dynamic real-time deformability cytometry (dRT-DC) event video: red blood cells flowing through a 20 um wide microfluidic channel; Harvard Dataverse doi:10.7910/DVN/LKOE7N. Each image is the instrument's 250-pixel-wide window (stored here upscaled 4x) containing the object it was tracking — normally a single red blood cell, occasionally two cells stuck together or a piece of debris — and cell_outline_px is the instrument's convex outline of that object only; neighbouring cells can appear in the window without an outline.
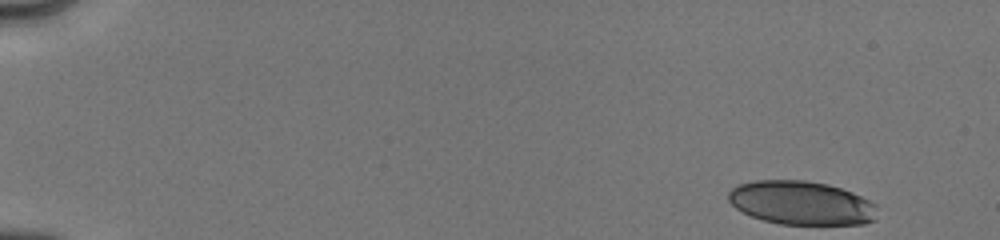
{"species": "human", "species_latin": "Homo sapiens", "temperature_condition": "cold", "stored_images_in_passage": 23, "camera_frame_rate_fps": 3000, "um_per_image_px": 0.085, "donor": {"sex": "male"}, "frame": {"image": 1, "passage_image": 1, "time_ms": 0.0, "image_size_px": [1000, 240], "cell_outline_px": [[876, 220], [864, 224], [780, 224], [764, 220], [752, 216], [736, 208], [728, 200], [728, 192], [736, 184], [756, 180], [804, 180], [828, 184], [852, 192], [876, 204]], "centroid_in_image_um": [68.11, 17.24], "position_along_channel_um": 16.9, "area_um2": 37.97}}
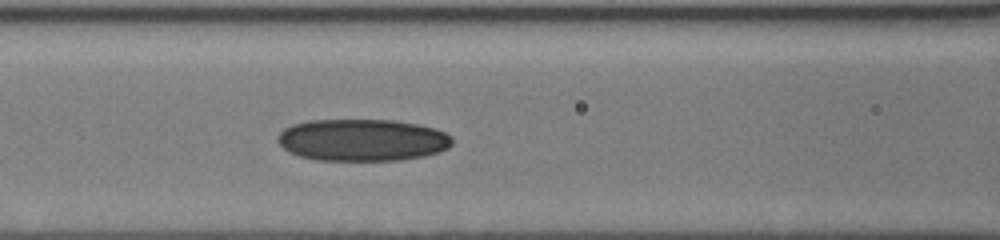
{"frame": {"image": 2, "passage_image": 17, "time_ms": 6.667, "image_size_px": [1000, 240], "cell_outline_px": [[452, 144], [448, 148], [424, 156], [400, 160], [316, 160], [300, 156], [288, 152], [276, 140], [280, 132], [284, 128], [292, 124], [308, 120], [392, 120], [416, 124], [436, 128], [452, 136]], "centroid_in_image_um": [30.78, 11.9], "position_along_channel_um": 135.8, "area_um2": 42.83}}
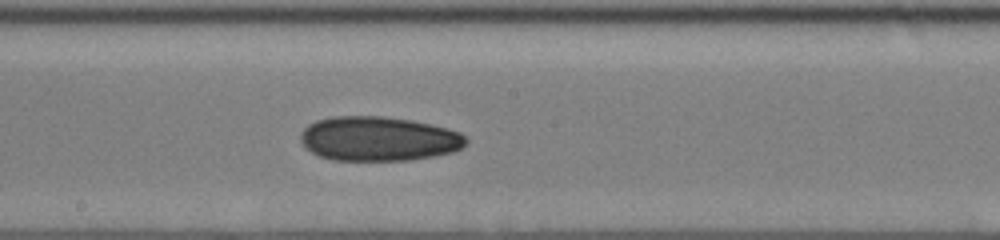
{"frame": {"image": 3, "passage_image": 23, "time_ms": 8.667, "image_size_px": [1000, 240], "cell_outline_px": [[468, 140], [460, 148], [452, 152], [432, 156], [408, 160], [332, 160], [320, 156], [304, 148], [300, 140], [300, 132], [308, 124], [316, 120], [332, 116], [384, 116], [412, 120], [432, 124], [448, 128], [460, 132]], "centroid_in_image_um": [32.14, 11.78], "position_along_channel_um": 216.1, "area_um2": 43.06}}